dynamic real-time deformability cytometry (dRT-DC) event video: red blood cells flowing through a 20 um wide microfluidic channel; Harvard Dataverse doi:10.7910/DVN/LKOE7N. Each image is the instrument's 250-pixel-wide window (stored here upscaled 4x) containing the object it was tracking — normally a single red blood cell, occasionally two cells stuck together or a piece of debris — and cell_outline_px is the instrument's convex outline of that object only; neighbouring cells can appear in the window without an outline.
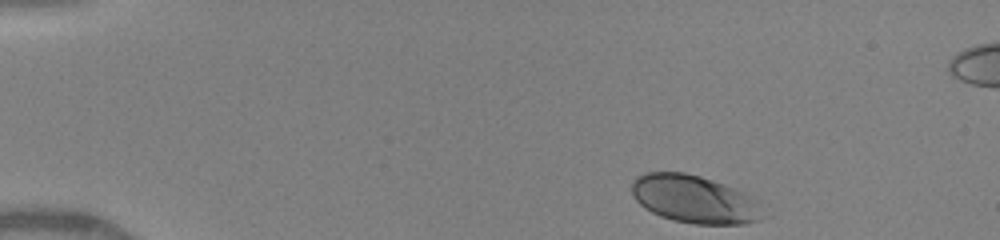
{"species": "human", "species_latin": "Homo sapiens", "temperature_condition": "warm", "stored_images_in_passage": 38, "camera_frame_rate_fps": 3000, "um_per_image_px": 0.085, "donor": {"sex": "female"}, "frame": {"image": 1, "passage_image": 1, "time_ms": 0.0, "image_size_px": [1000, 240], "cell_outline_px": [[760, 220], [744, 224], [696, 224], [672, 220], [660, 216], [644, 208], [636, 200], [632, 192], [632, 184], [636, 176], [644, 172], [684, 172], [700, 176], [736, 188], [756, 200]], "centroid_in_image_um": [58.95, 16.92], "position_along_channel_um": 26.1, "area_um2": 36.18}}
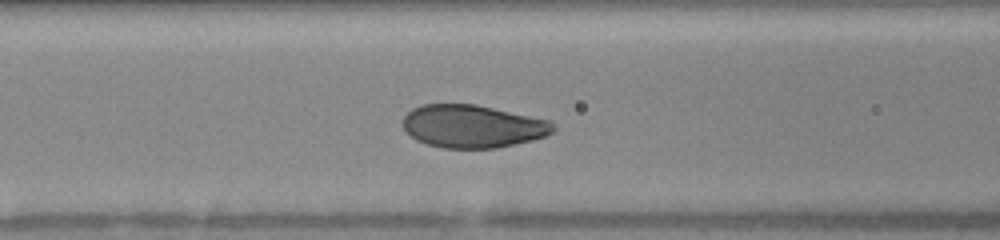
{"frame": {"image": 2, "passage_image": 18, "time_ms": 4.667, "image_size_px": [1000, 240], "cell_outline_px": [[556, 128], [552, 132], [544, 136], [532, 140], [496, 148], [444, 148], [428, 144], [416, 140], [404, 128], [404, 116], [412, 108], [420, 104], [476, 104], [548, 120], [556, 124]], "centroid_in_image_um": [40.17, 10.73], "position_along_channel_um": 126.4, "area_um2": 37.34}}
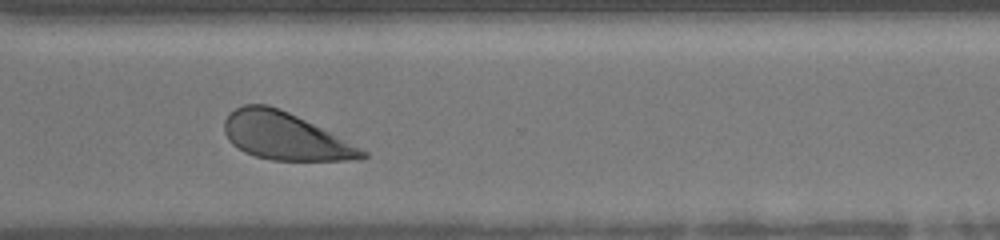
{"frame": {"image": 3, "passage_image": 37, "time_ms": 10.0, "image_size_px": [1000, 240], "cell_outline_px": [[368, 156], [348, 160], [272, 160], [256, 156], [244, 152], [232, 144], [228, 140], [224, 132], [224, 120], [236, 108], [244, 104], [268, 104], [280, 108], [368, 152]], "centroid_in_image_um": [24.15, 11.57], "position_along_channel_um": 346.4, "area_um2": 37.28}}